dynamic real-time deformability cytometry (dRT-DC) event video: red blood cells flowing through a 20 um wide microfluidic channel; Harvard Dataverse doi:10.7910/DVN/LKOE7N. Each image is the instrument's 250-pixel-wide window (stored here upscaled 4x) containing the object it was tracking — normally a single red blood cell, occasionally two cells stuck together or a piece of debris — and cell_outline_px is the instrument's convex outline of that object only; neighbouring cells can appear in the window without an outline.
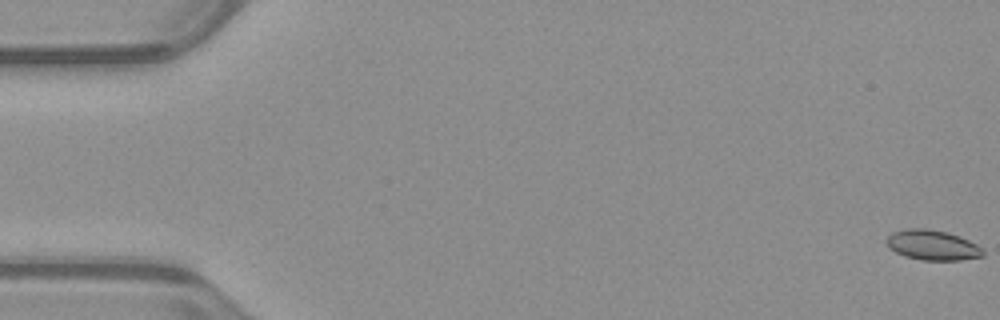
{"species": "common noctule bat (a hibernating species)", "species_latin": "Nyctalus noctula", "temperature_condition": "warm", "stored_images_in_passage": 53, "camera_frame_rate_fps": 3000, "um_per_image_px": 0.085, "animal": {"sex": "male", "body_mass_g": 23.1, "forearm_length_mm": 52.7}, "frame": {"image": 1, "passage_image": 1, "time_ms": 0.0, "image_size_px": [1000, 320], "cell_outline_px": [[984, 256], [960, 260], [920, 260], [904, 256], [888, 248], [884, 240], [892, 232], [908, 228], [928, 228], [948, 232], [960, 236], [976, 244], [984, 252]], "centroid_in_image_um": [79.22, 20.83], "position_along_channel_um": 5.8, "area_um2": 17.11}}
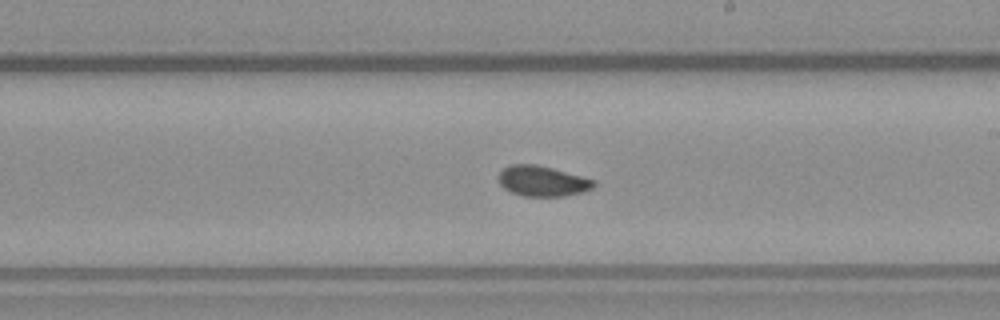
{"frame": {"image": 2, "passage_image": 31, "time_ms": 10.0, "image_size_px": [1000, 320], "cell_outline_px": [[596, 184], [592, 188], [584, 192], [564, 196], [524, 196], [512, 192], [504, 188], [500, 184], [496, 176], [508, 164], [536, 164], [552, 168], [596, 180]], "centroid_in_image_um": [46.09, 15.39], "position_along_channel_um": 242.9, "area_um2": 16.99}}
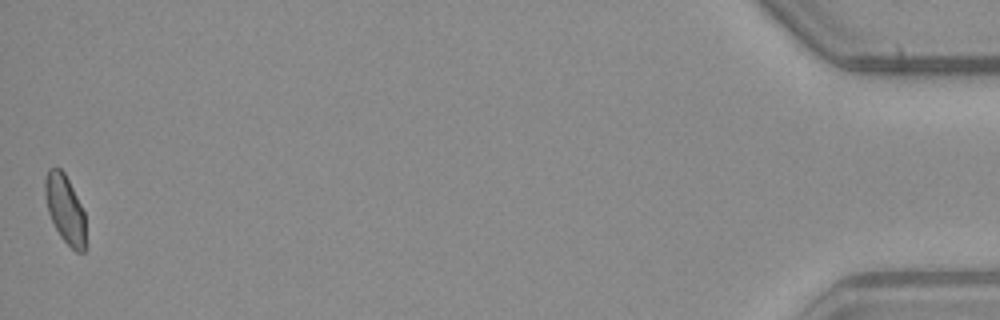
{"frame": {"image": 3, "passage_image": 53, "time_ms": 17.333, "image_size_px": [1000, 320], "cell_outline_px": [[84, 252], [76, 252], [60, 236], [48, 212], [44, 196], [44, 180], [48, 168], [60, 168], [64, 172], [84, 212]], "centroid_in_image_um": [5.49, 17.74], "position_along_channel_um": 429.7, "area_um2": 15.84}, "authors_computed_cell_mechanics": {"area_um2": 16.7042, "velocity_mm_per_s": 3.9547, "shape_relaxation_time_tau1_ms": 6.4716, "shape_relaxation_time_tau2_ms": 1.6064, "deformation_change_tau1": 0.1574, "deformation_change_tau2": 0.0626}}